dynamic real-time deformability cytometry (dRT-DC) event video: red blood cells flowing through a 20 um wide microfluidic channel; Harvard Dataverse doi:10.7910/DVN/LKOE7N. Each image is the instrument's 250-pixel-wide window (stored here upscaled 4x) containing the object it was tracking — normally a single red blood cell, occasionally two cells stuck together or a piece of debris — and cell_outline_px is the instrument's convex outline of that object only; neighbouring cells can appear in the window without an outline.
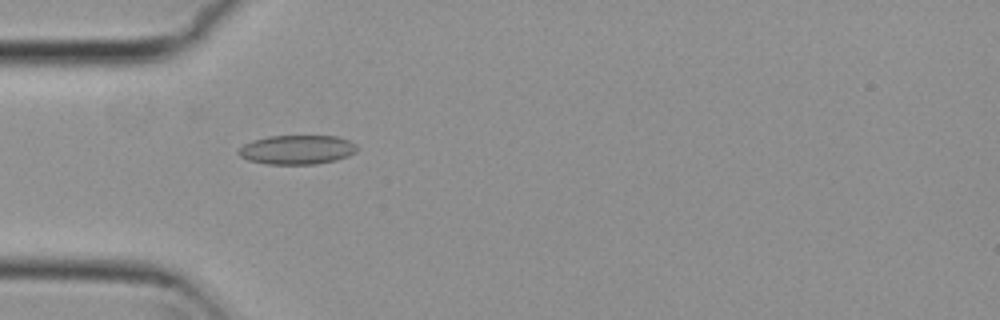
{"species": "common noctule bat (a hibernating species)", "species_latin": "Nyctalus noctula", "temperature_condition": "cold", "stored_images_in_passage": 54, "camera_frame_rate_fps": 3000, "um_per_image_px": 0.085, "animal": {"sex": "female", "body_mass_g": 29.2, "forearm_length_mm": 56.3}, "frame": {"image": 1, "passage_image": 16, "time_ms": 5.0, "image_size_px": [1000, 320], "cell_outline_px": [[356, 152], [348, 156], [336, 160], [312, 164], [268, 164], [248, 160], [240, 156], [236, 152], [244, 144], [252, 140], [268, 136], [336, 136], [348, 140], [356, 144]], "centroid_in_image_um": [25.23, 12.72], "position_along_channel_um": 59.8, "area_um2": 20.11}}
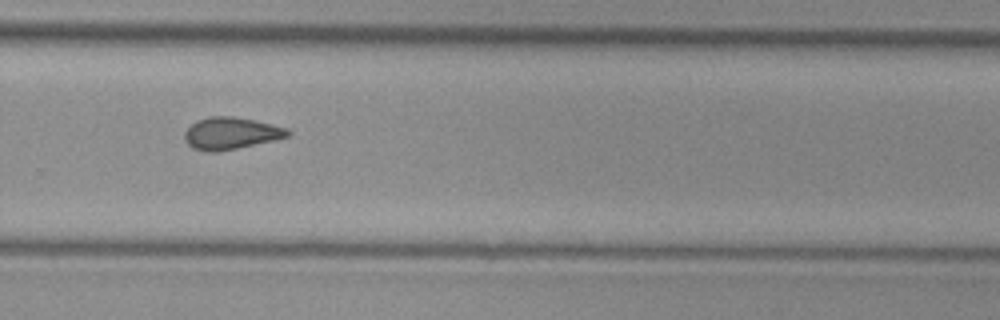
{"frame": {"image": 2, "passage_image": 36, "time_ms": 11.667, "image_size_px": [1000, 320], "cell_outline_px": [[292, 132], [288, 136], [276, 140], [216, 152], [208, 152], [192, 148], [188, 144], [184, 136], [184, 132], [196, 120], [208, 116], [232, 116], [256, 120], [288, 128]], "centroid_in_image_um": [19.64, 11.32], "position_along_channel_um": 310.2, "area_um2": 19.36}}
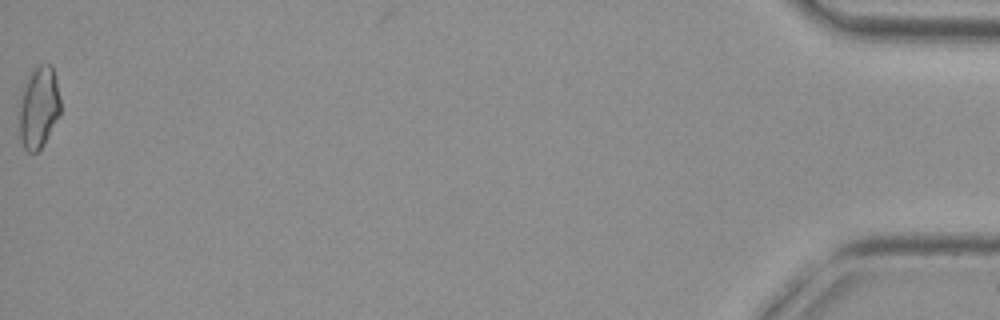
{"frame": {"image": 3, "passage_image": 54, "time_ms": 17.667, "image_size_px": [1000, 320], "cell_outline_px": [[60, 116], [44, 144], [36, 152], [28, 152], [24, 148], [20, 140], [16, 104], [28, 76], [40, 64], [48, 64], [52, 68], [56, 80], [60, 96]], "centroid_in_image_um": [3.25, 9.17], "position_along_channel_um": 432.0, "area_um2": 20.23}, "authors_computed_cell_mechanics": {"area_um2": 19.1029, "velocity_mm_per_s": 3.7996, "shape_relaxation_time_tau1_ms": null, "shape_relaxation_time_tau2_ms": 4.5069, "deformation_change_tau1": null, "deformation_change_tau2": 0.1163}}